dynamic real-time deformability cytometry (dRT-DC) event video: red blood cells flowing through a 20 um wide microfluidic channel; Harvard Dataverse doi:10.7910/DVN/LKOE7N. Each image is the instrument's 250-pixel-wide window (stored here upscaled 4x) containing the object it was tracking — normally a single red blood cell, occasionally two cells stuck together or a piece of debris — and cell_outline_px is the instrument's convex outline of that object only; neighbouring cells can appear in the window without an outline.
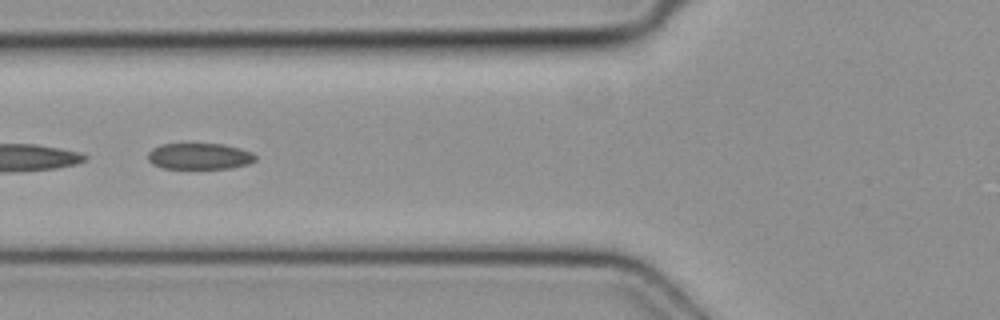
{"species": "common noctule bat (a hibernating species)", "species_latin": "Nyctalus noctula", "temperature_condition": "cold", "stored_images_in_passage": 6, "segment_of_instrument_passage": [2, 2], "camera_frame_rate_fps": 3000, "um_per_image_px": 0.085, "animal": {"sex": "female", "body_mass_g": 19.3, "forearm_length_mm": 54.1}, "frame": {"image": 1, "passage_image": 6, "time_ms": 1.667, "image_size_px": [1000, 320], "cell_outline_px": [[256, 160], [248, 164], [232, 168], [164, 168], [152, 164], [148, 160], [148, 152], [152, 148], [160, 144], [224, 144], [240, 148], [252, 152], [256, 156]], "centroid_in_image_um": [16.96, 13.28], "position_along_channel_um": 108.8, "area_um2": 16.47}}